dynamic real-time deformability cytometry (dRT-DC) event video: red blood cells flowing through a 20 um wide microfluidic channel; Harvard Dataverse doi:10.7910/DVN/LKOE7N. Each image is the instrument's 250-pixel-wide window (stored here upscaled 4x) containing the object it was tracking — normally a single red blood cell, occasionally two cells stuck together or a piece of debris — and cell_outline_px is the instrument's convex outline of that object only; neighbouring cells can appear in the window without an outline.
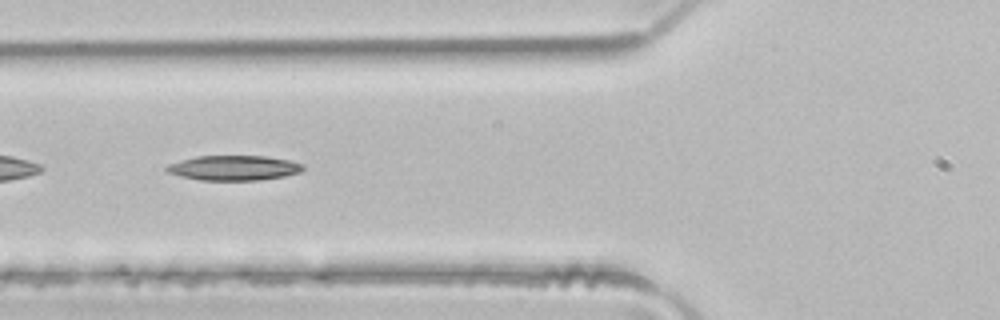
{"species": "common noctule bat (a hibernating species)", "species_latin": "Nyctalus noctula", "temperature_condition": "room temperature", "stored_images_in_passage": 47, "segment_of_instrument_passage": [2, 2], "camera_frame_rate_fps": 3000, "um_per_image_px": 0.085, "animal": {"sex": "male", "body_mass_g": 21.5, "forearm_length_mm": 52.0}, "frame": {"image": 1, "passage_image": 18, "time_ms": 5.667, "image_size_px": [1000, 320], "cell_outline_px": [[304, 168], [300, 172], [284, 176], [260, 180], [200, 180], [180, 176], [168, 172], [164, 168], [168, 164], [196, 156], [264, 156], [288, 160], [304, 164]], "centroid_in_image_um": [19.87, 14.27], "position_along_channel_um": 105.9, "area_um2": 19.71}}
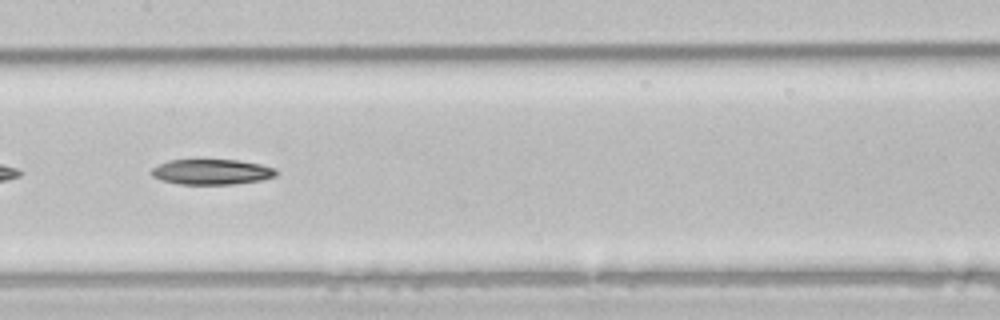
{"frame": {"image": 2, "passage_image": 24, "time_ms": 7.667, "image_size_px": [1000, 320], "cell_outline_px": [[276, 176], [260, 180], [232, 184], [180, 184], [160, 180], [152, 176], [152, 168], [168, 160], [240, 160], [260, 164], [276, 168]], "centroid_in_image_um": [17.99, 14.61], "position_along_channel_um": 189.4, "area_um2": 18.32}}
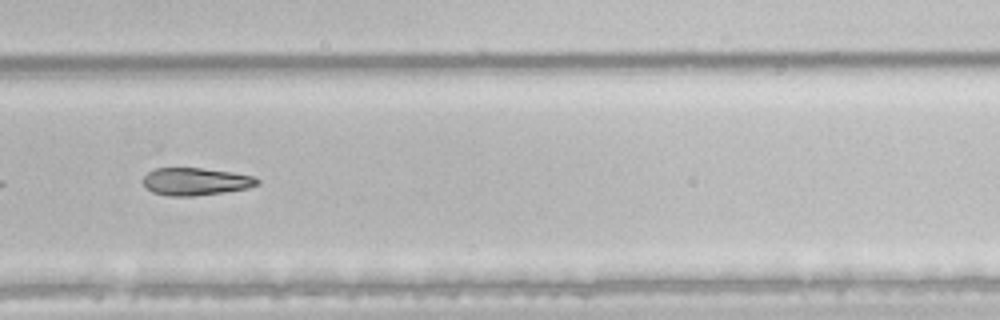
{"frame": {"image": 3, "passage_image": 33, "time_ms": 10.667, "image_size_px": [1000, 320], "cell_outline_px": [[260, 184], [248, 188], [224, 192], [192, 196], [168, 196], [152, 192], [144, 184], [144, 176], [148, 172], [156, 168], [200, 168], [232, 172], [252, 176], [260, 180]], "centroid_in_image_um": [16.65, 15.43], "position_along_channel_um": 313.2, "area_um2": 18.21}}